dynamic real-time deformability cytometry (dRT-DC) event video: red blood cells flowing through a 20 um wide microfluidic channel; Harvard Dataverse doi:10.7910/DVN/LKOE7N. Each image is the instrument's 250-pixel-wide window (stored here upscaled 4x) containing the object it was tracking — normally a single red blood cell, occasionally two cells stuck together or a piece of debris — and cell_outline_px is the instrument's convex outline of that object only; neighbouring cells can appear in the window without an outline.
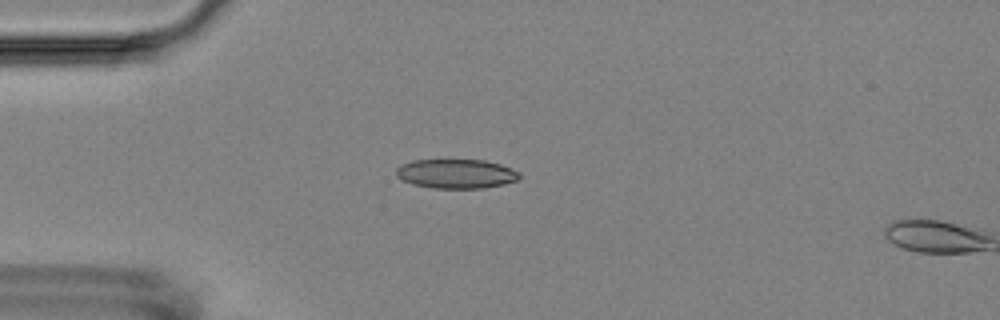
{"species": "Egyptian fruit bat (a non-hibernating species)", "species_latin": "Rousettus aegyptiacus", "temperature_condition": "room temperature", "stored_images_in_passage": 6, "camera_frame_rate_fps": 3000, "um_per_image_px": 0.085, "animal": {"sex": "female"}, "frame": {"image": 1, "passage_image": 5, "time_ms": 4.667, "image_size_px": [1000, 320], "cell_outline_px": [[520, 176], [516, 180], [504, 184], [484, 188], [436, 188], [412, 184], [396, 176], [396, 168], [400, 164], [412, 160], [484, 160], [500, 164], [512, 168], [520, 172]], "centroid_in_image_um": [38.77, 14.76], "position_along_channel_um": 46.2, "area_um2": 21.04}}